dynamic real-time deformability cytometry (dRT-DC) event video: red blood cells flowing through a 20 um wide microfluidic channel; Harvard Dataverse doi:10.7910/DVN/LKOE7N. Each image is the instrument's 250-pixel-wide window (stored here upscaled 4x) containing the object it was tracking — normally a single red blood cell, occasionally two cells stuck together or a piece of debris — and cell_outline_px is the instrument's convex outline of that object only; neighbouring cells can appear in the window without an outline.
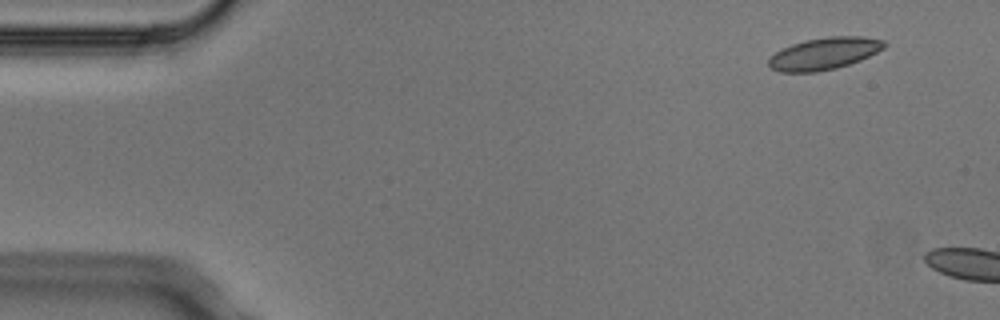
{"species": "Egyptian fruit bat (a non-hibernating species)", "species_latin": "Rousettus aegyptiacus", "temperature_condition": "cold", "stored_images_in_passage": 4, "segment_of_instrument_passage": [2, 2], "camera_frame_rate_fps": 3000, "um_per_image_px": 0.085, "animal": {"sex": "male"}, "frame": {"image": 1, "passage_image": 4, "time_ms": 1.0, "image_size_px": [1000, 320], "cell_outline_px": [[888, 44], [884, 48], [860, 60], [836, 68], [816, 72], [780, 72], [768, 68], [768, 60], [776, 52], [792, 44], [804, 40], [828, 36], [860, 36], [884, 40]], "centroid_in_image_um": [70.05, 4.55], "position_along_channel_um": 15.0, "area_um2": 21.56}}